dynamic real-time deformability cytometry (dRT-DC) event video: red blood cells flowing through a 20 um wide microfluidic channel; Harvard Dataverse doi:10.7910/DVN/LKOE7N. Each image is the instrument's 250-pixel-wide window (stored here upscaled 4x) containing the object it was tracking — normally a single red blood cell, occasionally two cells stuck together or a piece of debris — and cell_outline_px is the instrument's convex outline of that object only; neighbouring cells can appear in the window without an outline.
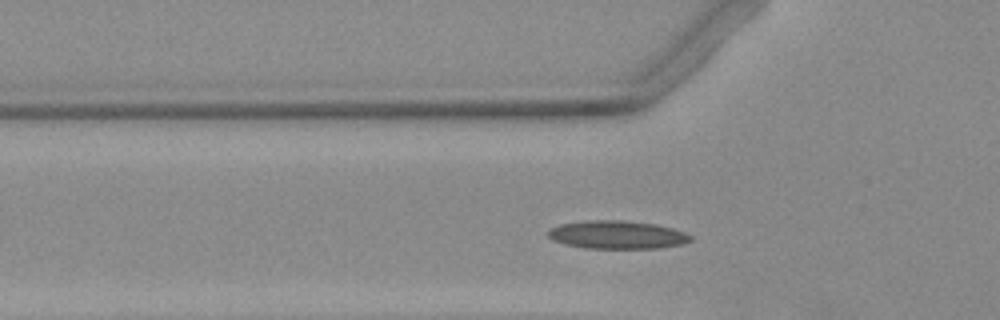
{"species": "Egyptian fruit bat (a non-hibernating species)", "species_latin": "Rousettus aegyptiacus", "temperature_condition": "warm", "stored_images_in_passage": 37, "camera_frame_rate_fps": 3000, "um_per_image_px": 0.085, "animal": {"sex": "female"}, "frame": {"image": 1, "passage_image": 10, "time_ms": 3.0, "image_size_px": [1000, 320], "cell_outline_px": [[692, 240], [680, 244], [656, 248], [584, 248], [564, 244], [552, 240], [548, 236], [548, 232], [552, 228], [560, 224], [584, 220], [620, 220], [652, 224], [672, 228], [684, 232], [692, 236]], "centroid_in_image_um": [52.41, 19.95], "position_along_channel_um": 73.4, "area_um2": 23.18}}
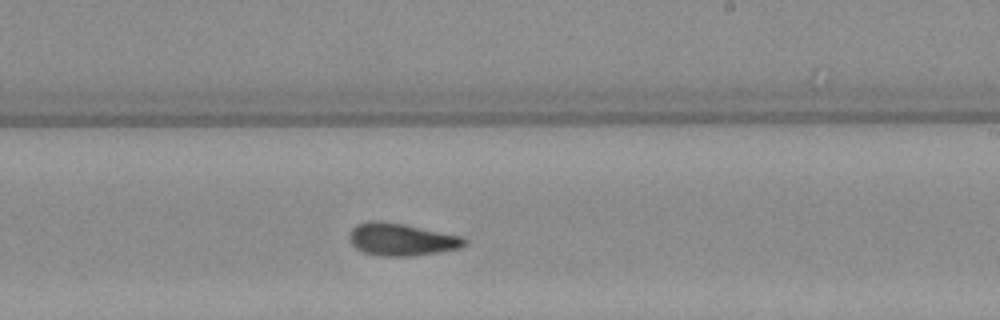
{"frame": {"image": 2, "passage_image": 24, "time_ms": 7.667, "image_size_px": [1000, 320], "cell_outline_px": [[468, 240], [464, 244], [456, 248], [436, 252], [412, 256], [380, 256], [364, 252], [356, 248], [352, 244], [348, 236], [352, 228], [356, 224], [368, 220], [380, 220], [464, 236]], "centroid_in_image_um": [34.07, 20.34], "position_along_channel_um": 254.9, "area_um2": 21.62}}
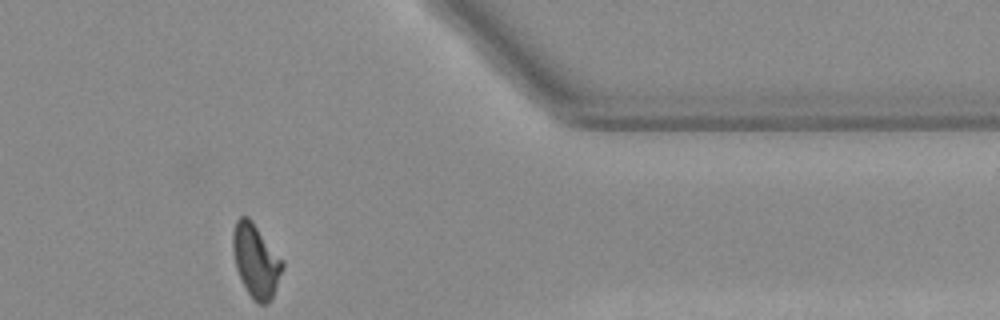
{"frame": {"image": 3, "passage_image": 36, "time_ms": 11.667, "image_size_px": [1000, 320], "cell_outline_px": [[284, 268], [272, 296], [268, 304], [260, 304], [248, 292], [240, 280], [236, 268], [232, 252], [232, 232], [236, 220], [240, 216], [248, 216], [252, 220], [284, 260]], "centroid_in_image_um": [21.74, 22.12], "position_along_channel_um": 389.7, "area_um2": 21.39}}